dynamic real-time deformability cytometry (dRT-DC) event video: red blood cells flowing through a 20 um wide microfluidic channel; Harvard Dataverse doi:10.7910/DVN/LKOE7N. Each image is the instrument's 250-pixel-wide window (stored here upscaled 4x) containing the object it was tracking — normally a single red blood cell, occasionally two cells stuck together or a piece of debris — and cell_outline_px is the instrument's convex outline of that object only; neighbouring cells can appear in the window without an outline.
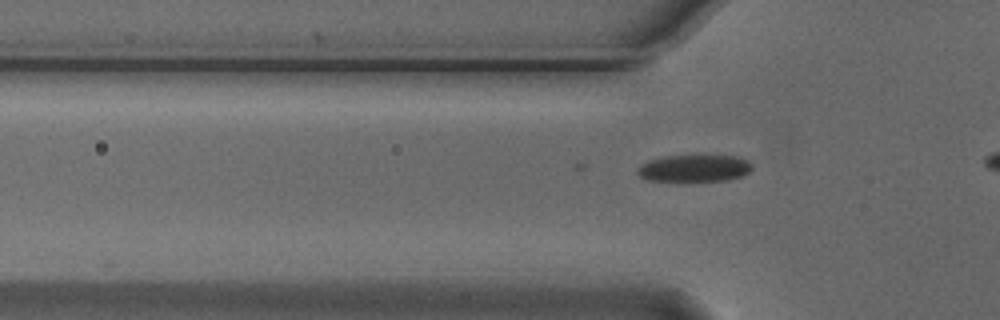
{"species": "Egyptian fruit bat (a non-hibernating species)", "species_latin": "Rousettus aegyptiacus", "temperature_condition": "cold", "stored_images_in_passage": 31, "camera_frame_rate_fps": 3000, "um_per_image_px": 0.085, "animal": {"sex": "male"}, "frame": {"image": 1, "passage_image": 4, "time_ms": 1.0, "image_size_px": [1000, 320], "cell_outline_px": [[752, 168], [748, 172], [740, 176], [728, 180], [648, 180], [640, 176], [636, 172], [636, 168], [640, 164], [648, 160], [664, 156], [692, 152], [736, 156], [748, 160], [752, 164]], "centroid_in_image_um": [59.0, 14.22], "position_along_channel_um": 66.8, "area_um2": 18.84}}
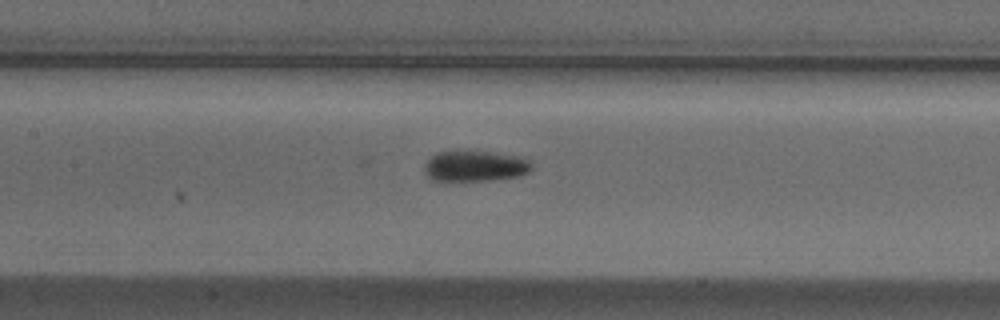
{"frame": {"image": 2, "passage_image": 12, "time_ms": 3.667, "image_size_px": [1000, 320], "cell_outline_px": [[532, 168], [528, 172], [520, 176], [492, 180], [444, 184], [432, 180], [424, 172], [424, 164], [436, 152], [472, 148], [520, 156], [528, 160], [532, 164]], "centroid_in_image_um": [40.31, 14.12], "position_along_channel_um": 167.1, "area_um2": 20.81}}
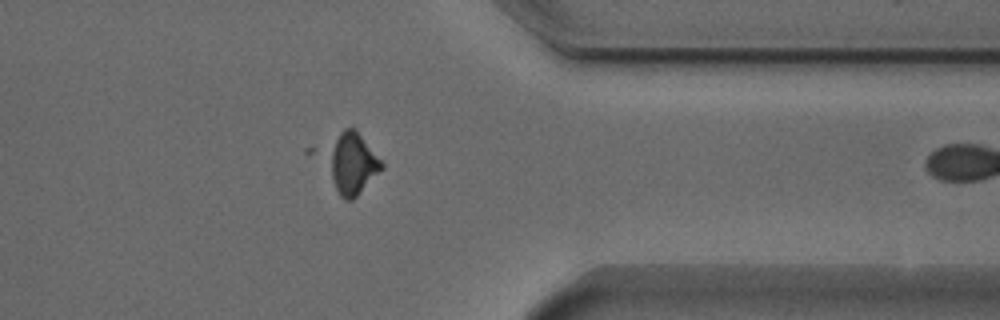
{"frame": {"image": 3, "passage_image": 30, "time_ms": 9.667, "image_size_px": [1000, 320], "cell_outline_px": [[384, 168], [352, 200], [344, 200], [340, 196], [336, 188], [324, 152], [340, 132], [344, 128], [356, 128], [384, 164]], "centroid_in_image_um": [29.93, 13.86], "position_along_channel_um": 381.5, "area_um2": 19.31}}